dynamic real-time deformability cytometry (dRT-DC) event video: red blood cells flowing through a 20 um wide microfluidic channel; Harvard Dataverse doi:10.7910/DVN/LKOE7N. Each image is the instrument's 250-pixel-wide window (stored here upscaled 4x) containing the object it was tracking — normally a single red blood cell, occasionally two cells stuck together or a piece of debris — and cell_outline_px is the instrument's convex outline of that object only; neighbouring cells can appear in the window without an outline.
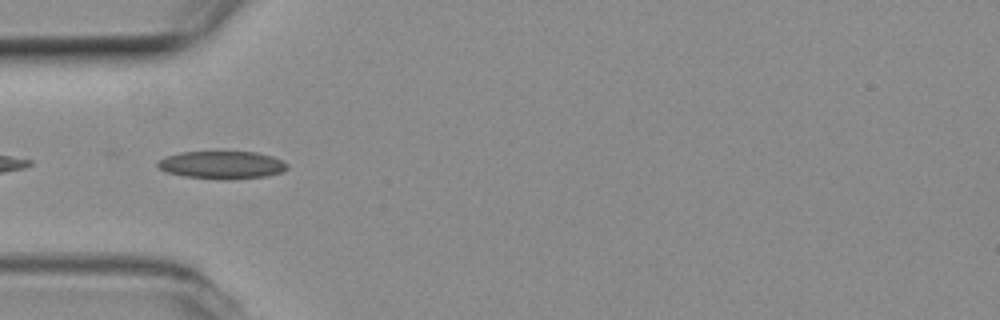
{"species": "common noctule bat (a hibernating species)", "species_latin": "Nyctalus noctula", "temperature_condition": "room temperature", "stored_images_in_passage": 38, "camera_frame_rate_fps": 3000, "um_per_image_px": 0.085, "animal": {"sex": "female", "body_mass_g": 19.3, "forearm_length_mm": 54.1}, "frame": {"image": 1, "passage_image": 1, "time_ms": 0.0, "image_size_px": [1000, 320], "cell_outline_px": [[288, 168], [280, 172], [268, 176], [184, 176], [164, 172], [156, 164], [160, 160], [168, 156], [180, 152], [256, 152], [272, 156], [288, 164]], "centroid_in_image_um": [18.85, 13.96], "position_along_channel_um": 66.2, "area_um2": 19.65}}
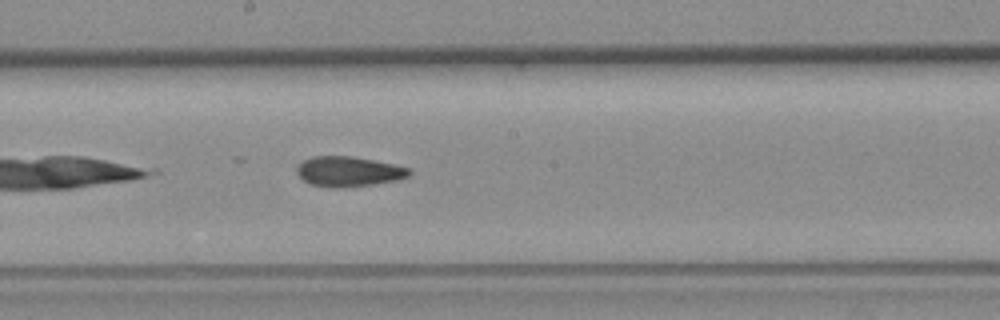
{"frame": {"image": 2, "passage_image": 13, "time_ms": 4.0, "image_size_px": [1000, 320], "cell_outline_px": [[412, 172], [408, 176], [400, 180], [372, 184], [340, 188], [332, 188], [308, 184], [296, 172], [296, 164], [312, 156], [352, 156], [412, 168]], "centroid_in_image_um": [29.62, 14.58], "position_along_channel_um": 218.6, "area_um2": 19.88}}
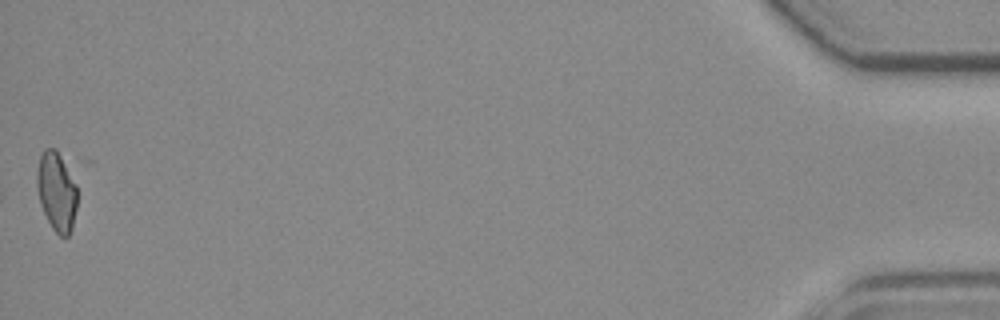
{"frame": {"image": 3, "passage_image": 38, "time_ms": 12.333, "image_size_px": [1000, 320], "cell_outline_px": [[76, 208], [72, 228], [68, 236], [60, 236], [52, 228], [44, 212], [40, 200], [36, 184], [36, 172], [40, 156], [44, 148], [56, 148], [76, 184]], "centroid_in_image_um": [4.8, 16.26], "position_along_channel_um": 430.4, "area_um2": 18.32}, "authors_computed_cell_mechanics": {"area_um2": 19.3052, "velocity_mm_per_s": 3.7951, "shape_relaxation_time_tau1_ms": null, "shape_relaxation_time_tau2_ms": 5.1595, "deformation_change_tau1": null, "deformation_change_tau2": 0.1235}}